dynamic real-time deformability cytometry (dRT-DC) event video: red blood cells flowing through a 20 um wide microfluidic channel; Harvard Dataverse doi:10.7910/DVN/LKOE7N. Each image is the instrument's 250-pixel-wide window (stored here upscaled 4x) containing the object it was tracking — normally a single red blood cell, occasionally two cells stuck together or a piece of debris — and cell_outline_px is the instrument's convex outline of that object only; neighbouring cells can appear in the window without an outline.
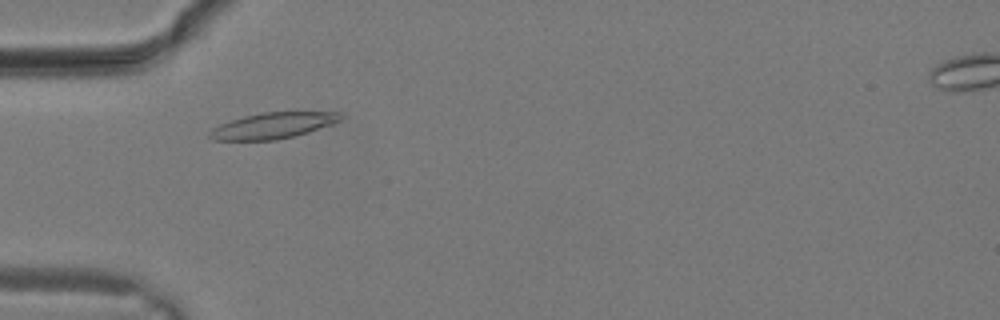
{"species": "common noctule bat (a hibernating species)", "species_latin": "Nyctalus noctula", "temperature_condition": "warm", "stored_images_in_passage": 17, "camera_frame_rate_fps": 3000, "um_per_image_px": 0.085, "animal": {"sex": "male", "body_mass_g": 19.2, "forearm_length_mm": 51.8}, "frame": {"image": 1, "passage_image": 6, "time_ms": 1.667, "image_size_px": [1000, 320], "cell_outline_px": [[344, 116], [340, 120], [332, 124], [308, 132], [276, 140], [212, 140], [208, 136], [208, 132], [212, 128], [220, 124], [244, 116], [264, 112], [340, 112]], "centroid_in_image_um": [23.18, 10.67], "position_along_channel_um": 61.8, "area_um2": 19.71}}
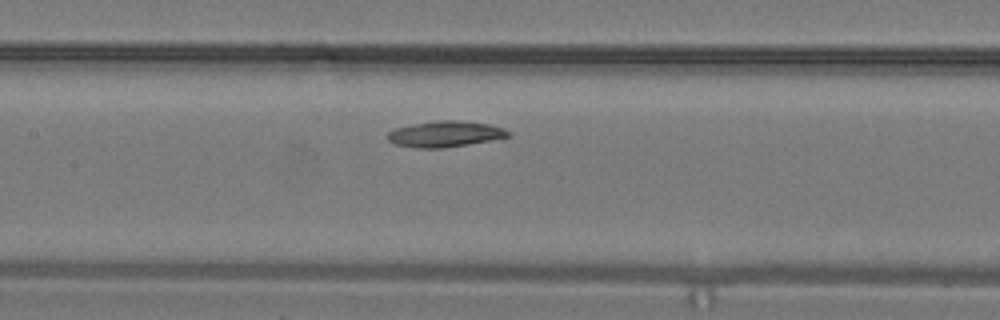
{"frame": {"image": 2, "passage_image": 11, "time_ms": 3.333, "image_size_px": [1000, 320], "cell_outline_px": [[512, 132], [504, 140], [444, 148], [416, 148], [396, 144], [388, 140], [388, 132], [392, 128], [412, 124], [436, 120], [460, 120], [488, 124], [504, 128]], "centroid_in_image_um": [37.92, 11.4], "position_along_channel_um": 169.5, "area_um2": 18.84}}
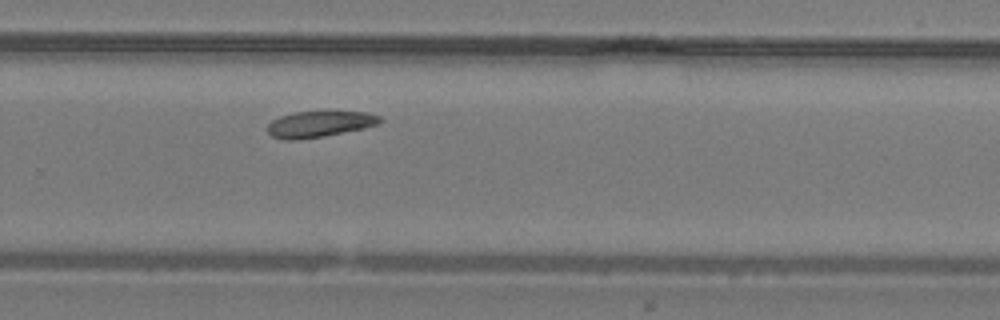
{"frame": {"image": 3, "passage_image": 17, "time_ms": 5.333, "image_size_px": [1000, 320], "cell_outline_px": [[384, 120], [380, 124], [364, 128], [324, 136], [292, 140], [288, 140], [272, 136], [268, 132], [268, 124], [272, 120], [280, 116], [296, 112], [368, 112], [380, 116]], "centroid_in_image_um": [27.2, 10.54], "position_along_channel_um": 302.6, "area_um2": 16.94}}